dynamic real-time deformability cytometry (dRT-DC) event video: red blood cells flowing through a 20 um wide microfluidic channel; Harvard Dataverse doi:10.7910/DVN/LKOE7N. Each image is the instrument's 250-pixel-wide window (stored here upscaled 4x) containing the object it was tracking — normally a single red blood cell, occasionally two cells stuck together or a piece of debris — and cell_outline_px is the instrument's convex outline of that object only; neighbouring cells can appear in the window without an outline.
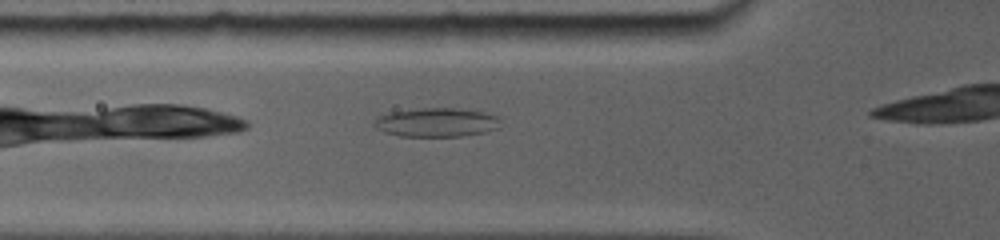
{"species": "common noctule bat (a hibernating species)", "species_latin": "Nyctalus noctula", "temperature_condition": "room temperature", "stored_images_in_passage": 16, "camera_frame_rate_fps": 5000, "um_per_image_px": 0.085, "animal": {"sex": "female", "body_mass_g": 19.0, "forearm_length_mm": 56.7}, "frame": {"image": 1, "passage_image": 5, "time_ms": 1.4, "image_size_px": [1000, 240], "cell_outline_px": [[500, 120], [480, 132], [456, 136], [400, 136], [388, 132], [380, 128], [376, 124], [376, 120], [380, 116], [388, 112], [424, 108], [456, 108], [480, 112], [496, 116]], "centroid_in_image_um": [37.0, 10.38], "position_along_channel_um": 88.8, "area_um2": 20.0}}
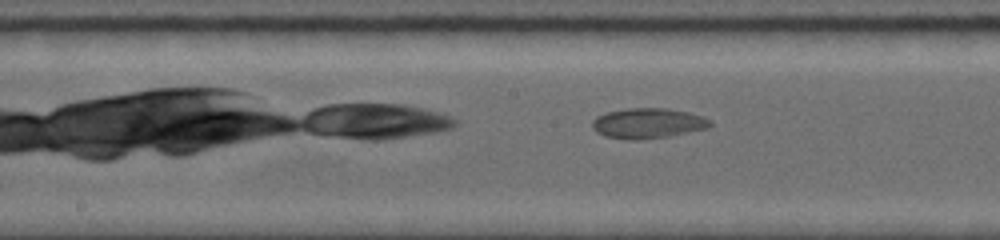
{"frame": {"image": 2, "passage_image": 12, "time_ms": 4.2, "image_size_px": [1000, 240], "cell_outline_px": [[712, 124], [704, 128], [664, 136], [608, 136], [596, 132], [592, 128], [592, 120], [596, 116], [608, 112], [628, 108], [668, 108], [688, 112], [700, 116], [708, 120]], "centroid_in_image_um": [55.03, 10.4], "position_along_channel_um": 193.2, "area_um2": 19.31}}
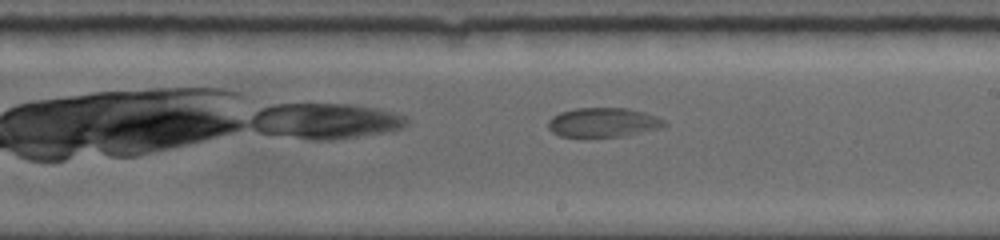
{"frame": {"image": 3, "passage_image": 15, "time_ms": 5.4, "image_size_px": [1000, 240], "cell_outline_px": [[668, 124], [660, 128], [624, 136], [560, 136], [552, 132], [548, 128], [548, 120], [552, 116], [560, 112], [576, 108], [628, 108], [644, 112], [656, 116], [664, 120]], "centroid_in_image_um": [51.27, 10.39], "position_along_channel_um": 237.7, "area_um2": 19.77}}